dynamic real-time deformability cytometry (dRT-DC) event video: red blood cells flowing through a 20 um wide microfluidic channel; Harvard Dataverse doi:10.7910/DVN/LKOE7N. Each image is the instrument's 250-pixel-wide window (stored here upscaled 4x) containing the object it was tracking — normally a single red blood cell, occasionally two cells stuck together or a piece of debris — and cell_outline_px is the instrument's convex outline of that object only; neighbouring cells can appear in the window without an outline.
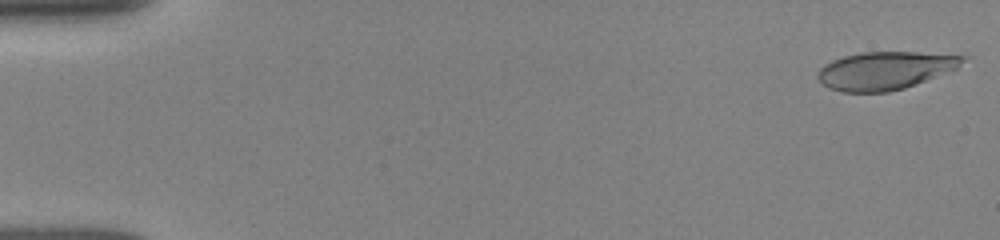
{"species": "human", "species_latin": "Homo sapiens", "temperature_condition": "room temperature", "stored_images_in_passage": 51, "camera_frame_rate_fps": 3000, "um_per_image_px": 0.085, "donor": {"sex": "female"}, "frame": {"image": 1, "passage_image": 1, "time_ms": 0.0, "image_size_px": [1000, 240], "cell_outline_px": [[968, 56], [956, 68], [904, 88], [888, 92], [844, 92], [828, 88], [816, 76], [820, 68], [824, 64], [832, 60], [844, 56], [860, 52], [916, 52]], "centroid_in_image_um": [75.18, 5.99], "position_along_channel_um": 9.8, "area_um2": 31.67}}
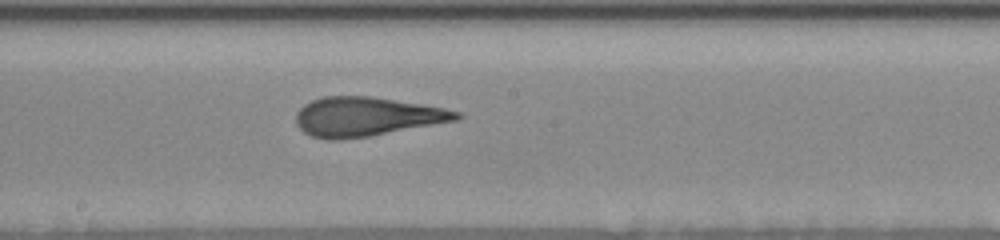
{"frame": {"image": 2, "passage_image": 28, "time_ms": 9.0, "image_size_px": [1000, 240], "cell_outline_px": [[464, 116], [460, 120], [368, 136], [332, 140], [328, 140], [312, 136], [304, 132], [296, 124], [296, 112], [304, 104], [312, 100], [324, 96], [372, 96], [424, 104], [444, 108], [460, 112]], "centroid_in_image_um": [31.18, 9.9], "position_along_channel_um": 217.0, "area_um2": 36.7}}
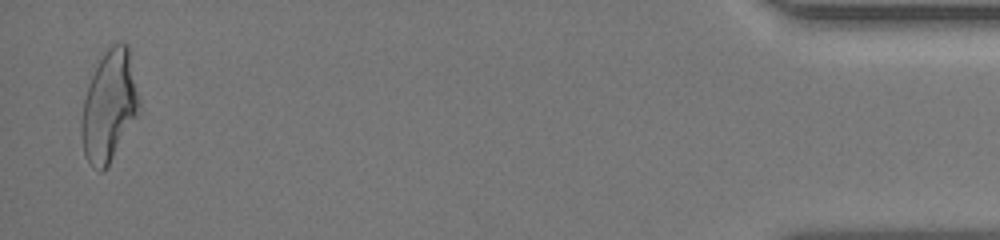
{"frame": {"image": 3, "passage_image": 50, "time_ms": 16.333, "image_size_px": [1000, 240], "cell_outline_px": [[140, 112], [104, 172], [100, 172], [92, 168], [84, 156], [80, 132], [80, 120], [84, 100], [88, 84], [104, 52], [112, 44], [120, 40], [128, 44], [140, 104]], "centroid_in_image_um": [9.27, 9.05], "position_along_channel_um": 425.9, "area_um2": 37.51}, "authors_computed_cell_mechanics": {"area_um2": 35.8938, "velocity_mm_per_s": 3.9244, "shape_relaxation_time_tau1_ms": 5.0166, "shape_relaxation_time_tau2_ms": 1.298, "deformation_change_tau1": 0.2215, "deformation_change_tau2": 0.1044}}